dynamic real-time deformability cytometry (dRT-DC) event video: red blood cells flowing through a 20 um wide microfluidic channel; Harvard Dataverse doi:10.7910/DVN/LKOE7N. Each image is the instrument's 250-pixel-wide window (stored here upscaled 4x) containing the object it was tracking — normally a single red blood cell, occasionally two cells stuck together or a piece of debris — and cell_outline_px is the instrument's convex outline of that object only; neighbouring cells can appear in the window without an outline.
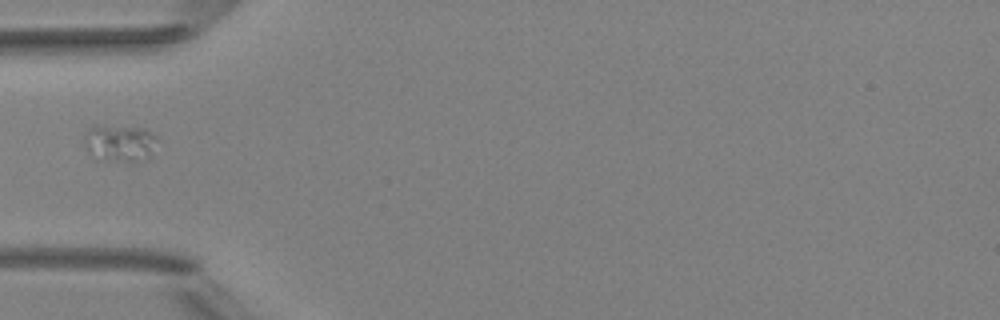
{"species": "Egyptian fruit bat (a non-hibernating species)", "species_latin": "Rousettus aegyptiacus", "temperature_condition": "room temperature", "stored_images_in_passage": 7, "camera_frame_rate_fps": 3000, "um_per_image_px": 0.085, "animal": {"sex": "female"}, "frame": {"image": 1, "passage_image": 6, "time_ms": 5.667, "image_size_px": [1000, 320], "cell_outline_px": [[160, 140], [148, 160], [128, 164], [96, 160], [84, 144], [84, 140], [88, 128], [96, 124], [100, 124], [144, 128], [152, 132]], "centroid_in_image_um": [10.23, 12.2], "position_along_channel_um": 74.8, "area_um2": 16.88}}
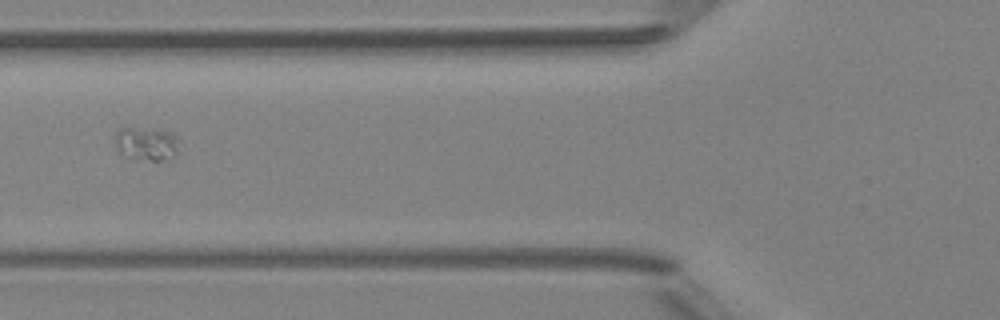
{"frame": {"image": 2, "passage_image": 7, "time_ms": 6.667, "image_size_px": [1000, 320], "cell_outline_px": [[176, 152], [172, 156], [160, 160], [152, 160], [132, 156], [120, 152], [116, 148], [112, 136], [120, 128], [132, 128], [172, 132], [176, 136]], "centroid_in_image_um": [12.37, 12.18], "position_along_channel_um": 113.4, "area_um2": 11.85}}